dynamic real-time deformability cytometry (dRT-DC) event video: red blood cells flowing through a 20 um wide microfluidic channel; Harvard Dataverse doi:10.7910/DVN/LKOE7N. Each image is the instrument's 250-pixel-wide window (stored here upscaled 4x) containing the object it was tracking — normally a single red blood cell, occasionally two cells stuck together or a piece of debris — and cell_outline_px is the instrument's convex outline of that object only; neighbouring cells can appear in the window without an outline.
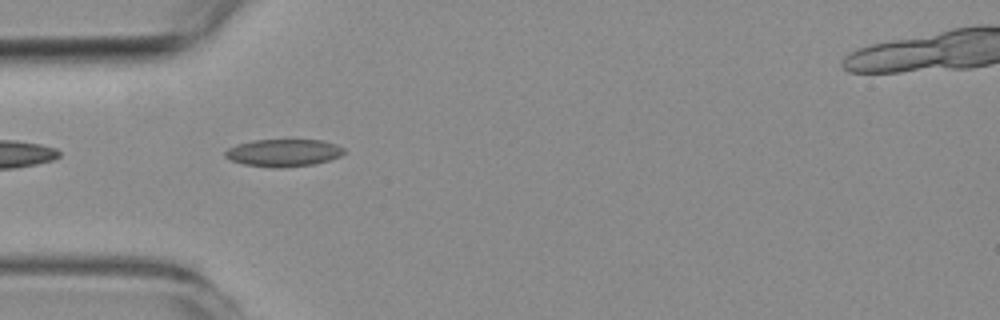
{"species": "common noctule bat (a hibernating species)", "species_latin": "Nyctalus noctula", "temperature_condition": "room temperature", "stored_images_in_passage": 40, "segment_of_instrument_passage": [1, 2], "camera_frame_rate_fps": 3000, "um_per_image_px": 0.085, "animal": {"sex": "female", "body_mass_g": 19.3, "forearm_length_mm": 54.1}, "frame": {"image": 1, "passage_image": 1, "time_ms": 0.0, "image_size_px": [1000, 320], "cell_outline_px": [[344, 152], [340, 156], [328, 160], [312, 164], [280, 168], [276, 168], [244, 164], [232, 160], [224, 156], [224, 152], [228, 148], [236, 144], [252, 140], [324, 140], [336, 144], [344, 148]], "centroid_in_image_um": [24.08, 12.98], "position_along_channel_um": 60.9, "area_um2": 18.9}}
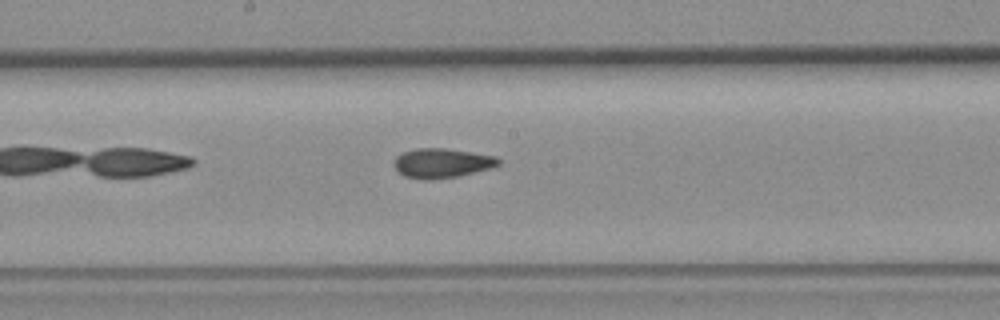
{"frame": {"image": 2, "passage_image": 13, "time_ms": 4.0, "image_size_px": [1000, 320], "cell_outline_px": [[500, 164], [492, 168], [456, 176], [432, 180], [424, 180], [404, 176], [392, 164], [392, 160], [400, 152], [416, 148], [444, 148], [496, 156], [500, 160]], "centroid_in_image_um": [37.51, 13.86], "position_along_channel_um": 210.7, "area_um2": 18.09}}
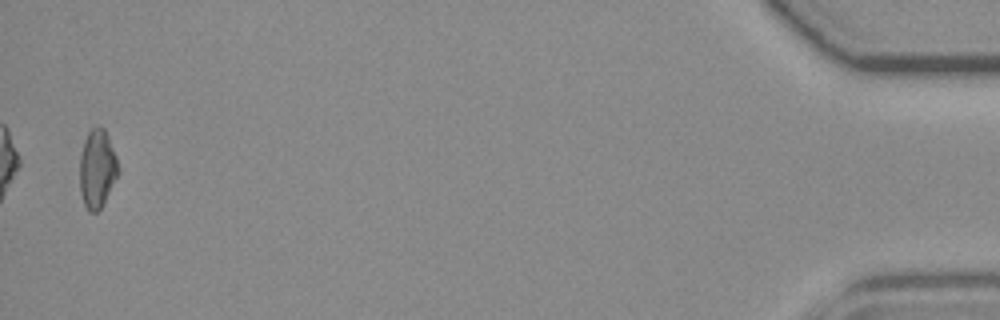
{"frame": {"image": 3, "passage_image": 38, "time_ms": 12.333, "image_size_px": [1000, 320], "cell_outline_px": [[120, 172], [100, 208], [96, 212], [88, 212], [84, 204], [80, 192], [80, 152], [84, 140], [88, 132], [96, 124], [100, 124], [104, 128], [108, 136], [116, 156], [120, 168]], "centroid_in_image_um": [8.26, 14.3], "position_along_channel_um": 426.9, "area_um2": 17.8}}